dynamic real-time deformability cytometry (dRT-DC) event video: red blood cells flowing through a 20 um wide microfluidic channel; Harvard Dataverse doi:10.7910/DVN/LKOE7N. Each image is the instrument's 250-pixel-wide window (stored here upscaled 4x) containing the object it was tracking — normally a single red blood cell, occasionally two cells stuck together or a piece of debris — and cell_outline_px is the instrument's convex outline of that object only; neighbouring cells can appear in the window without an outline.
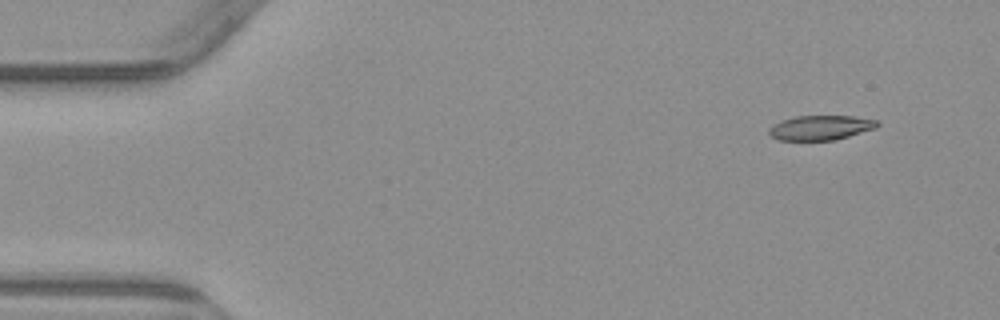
{"species": "common noctule bat (a hibernating species)", "species_latin": "Nyctalus noctula", "temperature_condition": "warm", "stored_images_in_passage": 4, "camera_frame_rate_fps": 3000, "um_per_image_px": 0.085, "animal": {"sex": "male", "body_mass_g": 23.1, "forearm_length_mm": 52.7}, "frame": {"image": 1, "passage_image": 1, "time_ms": 0.0, "image_size_px": [1000, 320], "cell_outline_px": [[880, 124], [876, 128], [836, 140], [780, 140], [772, 136], [768, 132], [768, 128], [772, 124], [780, 120], [796, 116], [852, 116], [880, 120]], "centroid_in_image_um": [69.76, 10.84], "position_along_channel_um": 15.2, "area_um2": 15.72}}
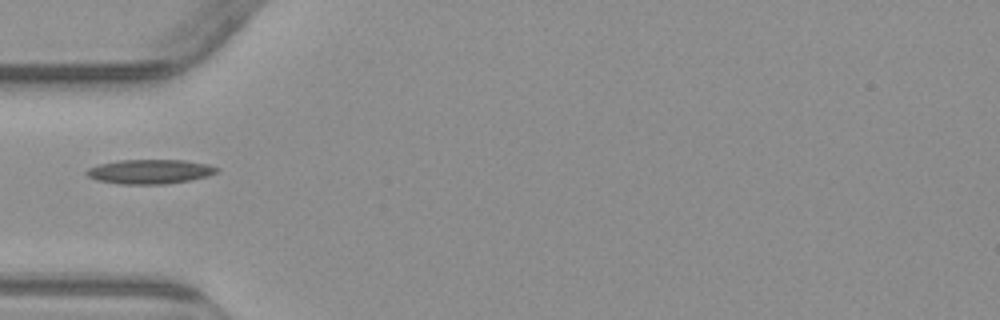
{"frame": {"image": 2, "passage_image": 4, "time_ms": 4.333, "image_size_px": [1000, 320], "cell_outline_px": [[220, 168], [216, 172], [208, 176], [168, 184], [120, 184], [96, 180], [88, 176], [84, 172], [88, 168], [100, 164], [120, 160], [184, 160], [208, 164]], "centroid_in_image_um": [12.73, 14.59], "position_along_channel_um": 72.3, "area_um2": 18.5}}